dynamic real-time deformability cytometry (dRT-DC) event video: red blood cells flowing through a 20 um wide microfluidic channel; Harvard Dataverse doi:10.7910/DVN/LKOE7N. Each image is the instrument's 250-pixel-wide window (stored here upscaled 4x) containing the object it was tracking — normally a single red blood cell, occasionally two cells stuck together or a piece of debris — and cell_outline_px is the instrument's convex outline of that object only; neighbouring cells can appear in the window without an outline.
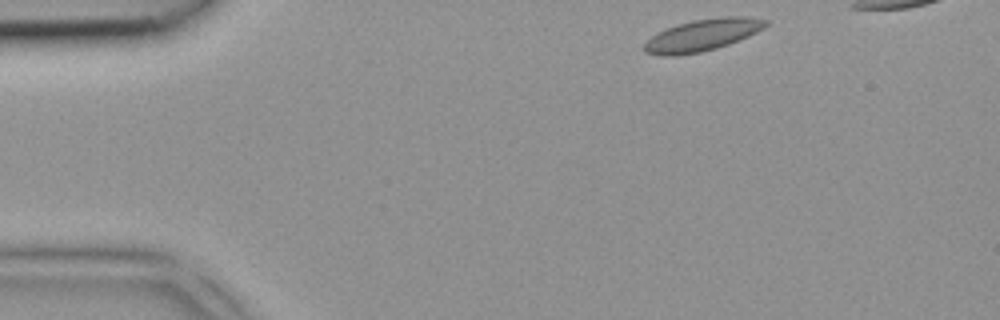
{"species": "common noctule bat (a hibernating species)", "species_latin": "Nyctalus noctula", "temperature_condition": "room temperature", "stored_images_in_passage": 5, "camera_frame_rate_fps": 3000, "um_per_image_px": 0.085, "animal": {"sex": "female", "body_mass_g": 18.4}, "frame": {"image": 1, "passage_image": 1, "time_ms": 0.0, "image_size_px": [1000, 320], "cell_outline_px": [[768, 24], [764, 28], [740, 40], [716, 48], [700, 52], [676, 56], [660, 56], [644, 52], [644, 44], [652, 36], [668, 28], [692, 20], [724, 16], [744, 16], [768, 20]], "centroid_in_image_um": [59.72, 2.99], "position_along_channel_um": 25.3, "area_um2": 22.37}}